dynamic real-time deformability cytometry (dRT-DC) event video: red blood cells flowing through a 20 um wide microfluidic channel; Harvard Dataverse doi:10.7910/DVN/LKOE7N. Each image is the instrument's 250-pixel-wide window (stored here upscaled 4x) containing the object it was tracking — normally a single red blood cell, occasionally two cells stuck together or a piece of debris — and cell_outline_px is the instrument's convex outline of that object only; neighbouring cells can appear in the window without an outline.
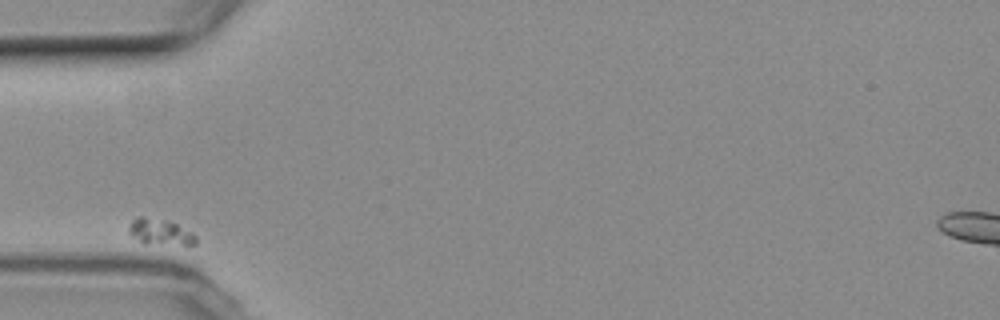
{"species": "common noctule bat (a hibernating species)", "species_latin": "Nyctalus noctula", "temperature_condition": "room temperature", "stored_images_in_passage": 2, "camera_frame_rate_fps": 3000, "um_per_image_px": 0.085, "animal": {"sex": "female", "body_mass_g": 19.3, "forearm_length_mm": 54.1}, "frame": {"image": 1, "passage_image": 1, "time_ms": 0.0, "image_size_px": [1000, 320], "cell_outline_px": [[196, 244], [192, 248], [144, 244], [132, 236], [128, 232], [128, 224], [136, 216], [144, 216], [176, 224], [192, 232], [196, 236]], "centroid_in_image_um": [13.66, 19.8], "position_along_channel_um": 71.3, "area_um2": 10.81}}